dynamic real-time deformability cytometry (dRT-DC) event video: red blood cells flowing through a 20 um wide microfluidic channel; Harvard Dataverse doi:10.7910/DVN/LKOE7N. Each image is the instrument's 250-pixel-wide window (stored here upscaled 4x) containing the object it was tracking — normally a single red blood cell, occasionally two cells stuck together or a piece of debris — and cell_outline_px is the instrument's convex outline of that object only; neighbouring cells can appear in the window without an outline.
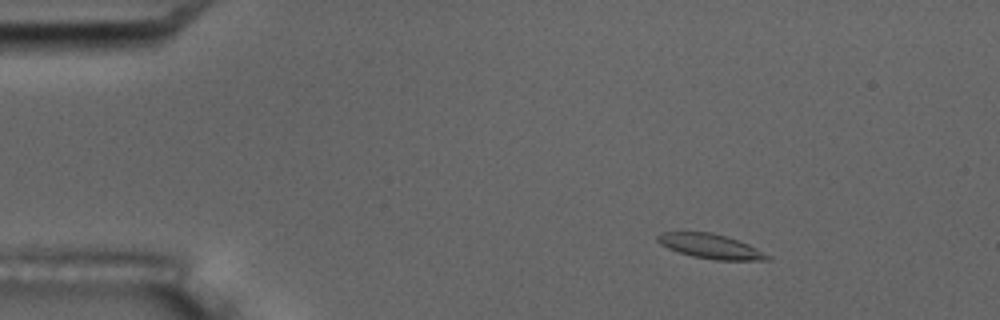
{"species": "common noctule bat (a hibernating species)", "species_latin": "Nyctalus noctula", "temperature_condition": "room temperature", "stored_images_in_passage": 16, "segment_of_instrument_passage": [1, 2], "camera_frame_rate_fps": 3000, "um_per_image_px": 0.085, "animal": {"sex": "male", "body_mass_g": 17.5, "forearm_length_mm": 52.3}, "frame": {"image": 1, "passage_image": 1, "time_ms": 0.0, "image_size_px": [1000, 320], "cell_outline_px": [[772, 260], [716, 260], [692, 256], [668, 248], [660, 244], [656, 240], [656, 236], [660, 232], [712, 232], [748, 244], [772, 256]], "centroid_in_image_um": [60.4, 20.94], "position_along_channel_um": 24.6, "area_um2": 15.66}}
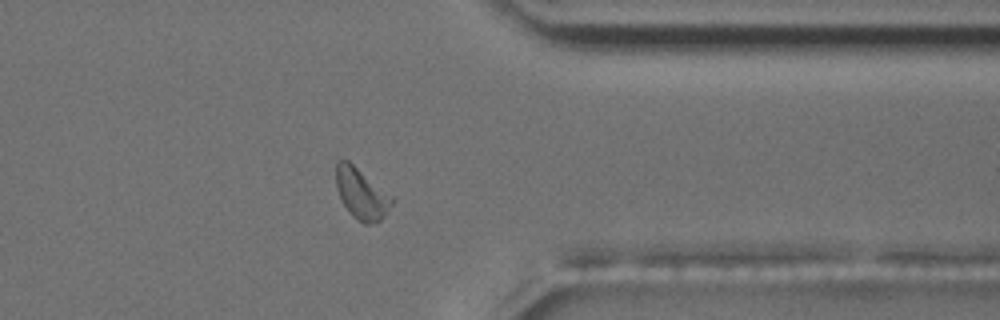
{"frame": {"image": 2, "passage_image": 12, "time_ms": 12.667, "image_size_px": [1000, 320], "cell_outline_px": [[396, 200], [388, 212], [380, 220], [372, 224], [364, 224], [352, 216], [340, 200], [336, 188], [336, 164], [340, 160], [348, 160], [392, 196]], "centroid_in_image_um": [30.73, 16.49], "position_along_channel_um": 380.7, "area_um2": 16.65}}
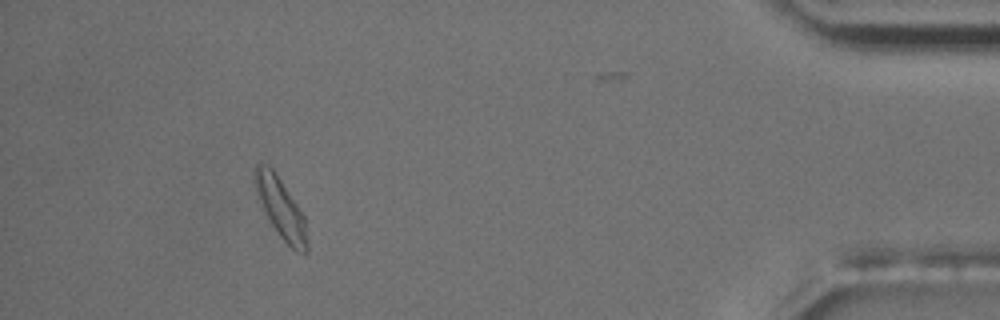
{"frame": {"image": 3, "passage_image": 14, "time_ms": 15.0, "image_size_px": [1000, 320], "cell_outline_px": [[308, 252], [296, 252], [280, 236], [272, 224], [256, 192], [252, 180], [252, 172], [256, 164], [260, 160], [268, 164], [276, 172], [304, 216], [308, 244]], "centroid_in_image_um": [23.83, 17.59], "position_along_channel_um": 411.4, "area_um2": 18.26}}